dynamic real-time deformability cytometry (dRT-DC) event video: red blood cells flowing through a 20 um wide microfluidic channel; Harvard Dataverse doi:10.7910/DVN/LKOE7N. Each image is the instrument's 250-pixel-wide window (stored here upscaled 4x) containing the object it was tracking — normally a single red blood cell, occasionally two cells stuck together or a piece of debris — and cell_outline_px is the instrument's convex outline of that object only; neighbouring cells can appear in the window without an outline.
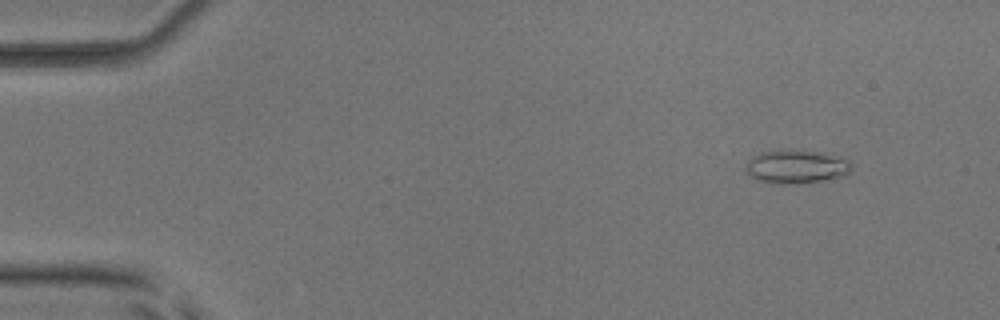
{"species": "common noctule bat (a hibernating species)", "species_latin": "Nyctalus noctula", "temperature_condition": "room temperature", "stored_images_in_passage": 5, "camera_frame_rate_fps": 3000, "um_per_image_px": 0.085, "animal": {"sex": "male", "body_mass_g": 17.9, "forearm_length_mm": 54.2}, "frame": {"image": 1, "passage_image": 1, "time_ms": 0.0, "image_size_px": [1000, 320], "cell_outline_px": [[852, 168], [844, 176], [820, 180], [788, 184], [776, 184], [760, 180], [744, 172], [744, 168], [748, 160], [752, 156], [760, 152], [824, 152], [848, 160]], "centroid_in_image_um": [67.65, 14.19], "position_along_channel_um": 17.3, "area_um2": 19.94}}